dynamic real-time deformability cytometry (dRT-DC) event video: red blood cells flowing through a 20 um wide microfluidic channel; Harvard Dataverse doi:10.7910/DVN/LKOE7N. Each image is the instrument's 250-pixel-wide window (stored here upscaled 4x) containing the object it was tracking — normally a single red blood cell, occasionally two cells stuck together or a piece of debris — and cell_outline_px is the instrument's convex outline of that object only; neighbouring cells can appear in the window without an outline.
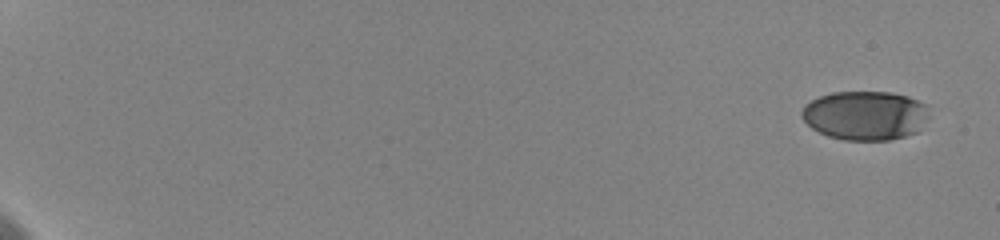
{"species": "human", "species_latin": "Homo sapiens", "temperature_condition": "cold", "stored_images_in_passage": 24, "camera_frame_rate_fps": 3000, "um_per_image_px": 0.085, "donor": {"sex": "female"}, "frame": {"image": 1, "passage_image": 1, "time_ms": 0.0, "image_size_px": [1000, 240], "cell_outline_px": [[928, 116], [916, 132], [904, 136], [888, 140], [844, 140], [828, 136], [812, 128], [800, 116], [800, 112], [804, 104], [820, 96], [832, 92], [888, 92], [908, 96], [928, 104]], "centroid_in_image_um": [73.52, 9.8], "position_along_channel_um": 11.5, "area_um2": 36.53}}
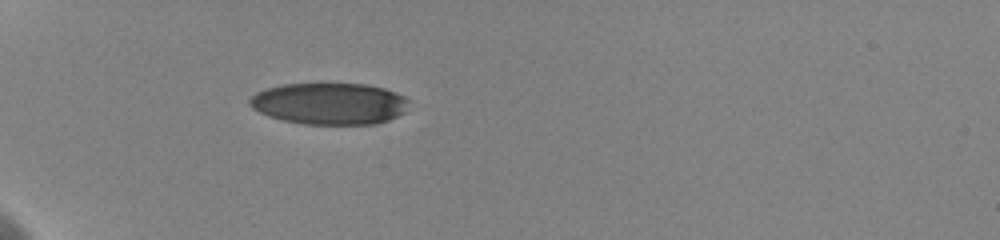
{"frame": {"image": 2, "passage_image": 15, "time_ms": 6.333, "image_size_px": [1000, 240], "cell_outline_px": [[408, 100], [404, 112], [388, 120], [376, 124], [304, 124], [284, 120], [268, 116], [252, 108], [248, 104], [248, 100], [256, 92], [268, 88], [284, 84], [364, 84], [384, 88], [396, 92], [404, 96]], "centroid_in_image_um": [27.99, 8.81], "position_along_channel_um": 57.0, "area_um2": 38.49}}
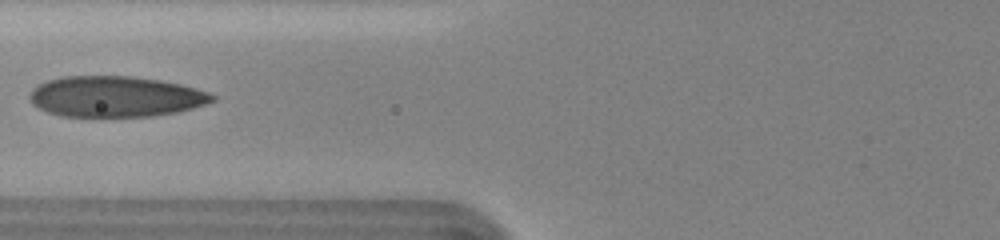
{"frame": {"image": 3, "passage_image": 20, "time_ms": 8.667, "image_size_px": [1000, 240], "cell_outline_px": [[216, 100], [192, 108], [176, 112], [152, 116], [60, 116], [48, 112], [32, 104], [28, 96], [28, 92], [36, 84], [48, 80], [64, 76], [132, 76], [160, 80], [180, 84], [196, 88], [208, 92], [216, 96]], "centroid_in_image_um": [9.78, 8.2], "position_along_channel_um": 116.0, "area_um2": 43.52}}